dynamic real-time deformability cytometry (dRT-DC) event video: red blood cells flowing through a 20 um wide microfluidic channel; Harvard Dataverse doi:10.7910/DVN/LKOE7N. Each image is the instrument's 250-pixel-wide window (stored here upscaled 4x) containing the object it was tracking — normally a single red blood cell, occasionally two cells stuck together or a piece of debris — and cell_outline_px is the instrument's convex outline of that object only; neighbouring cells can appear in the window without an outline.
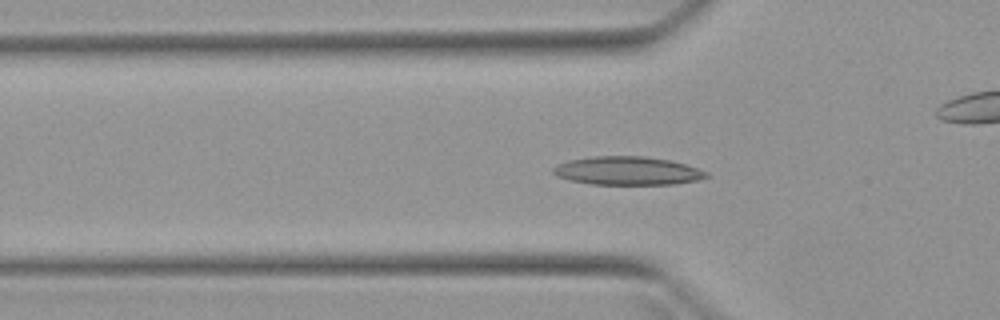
{"species": "Egyptian fruit bat (a non-hibernating species)", "species_latin": "Rousettus aegyptiacus", "temperature_condition": "warm", "stored_images_in_passage": 50, "camera_frame_rate_fps": 3000, "um_per_image_px": 0.085, "animal": {"sex": "female"}, "frame": {"image": 1, "passage_image": 15, "time_ms": 4.667, "image_size_px": [1000, 320], "cell_outline_px": [[708, 176], [696, 180], [676, 184], [592, 184], [572, 180], [556, 176], [552, 172], [552, 168], [556, 164], [568, 160], [592, 156], [644, 156], [672, 160], [708, 172]], "centroid_in_image_um": [53.3, 14.51], "position_along_channel_um": 72.5, "area_um2": 25.32}}
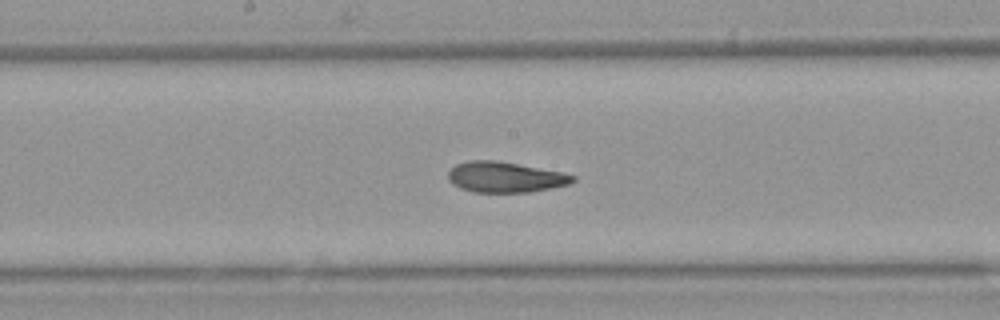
{"frame": {"image": 2, "passage_image": 25, "time_ms": 8.0, "image_size_px": [1000, 320], "cell_outline_px": [[576, 180], [568, 184], [552, 188], [528, 192], [472, 192], [460, 188], [452, 184], [448, 180], [448, 172], [456, 164], [468, 160], [496, 160], [560, 172], [576, 176]], "centroid_in_image_um": [42.9, 15.06], "position_along_channel_um": 205.3, "area_um2": 22.14}}
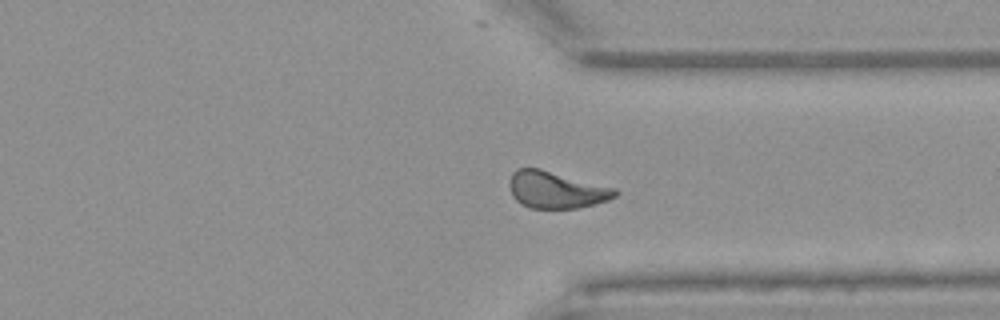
{"frame": {"image": 3, "passage_image": 37, "time_ms": 12.0, "image_size_px": [1000, 320], "cell_outline_px": [[620, 192], [616, 196], [608, 200], [576, 208], [528, 208], [516, 200], [512, 196], [508, 184], [508, 180], [512, 172], [516, 168], [540, 168], [616, 188]], "centroid_in_image_um": [47.24, 16.12], "position_along_channel_um": 364.2, "area_um2": 22.89}, "authors_computed_cell_mechanics": {"area_um2": 22.7732, "velocity_mm_per_s": 3.9805, "shape_relaxation_time_tau1_ms": 7.2477, "shape_relaxation_time_tau2_ms": 2.198, "deformation_change_tau1": 0.1935, "deformation_change_tau2": 0.081}}